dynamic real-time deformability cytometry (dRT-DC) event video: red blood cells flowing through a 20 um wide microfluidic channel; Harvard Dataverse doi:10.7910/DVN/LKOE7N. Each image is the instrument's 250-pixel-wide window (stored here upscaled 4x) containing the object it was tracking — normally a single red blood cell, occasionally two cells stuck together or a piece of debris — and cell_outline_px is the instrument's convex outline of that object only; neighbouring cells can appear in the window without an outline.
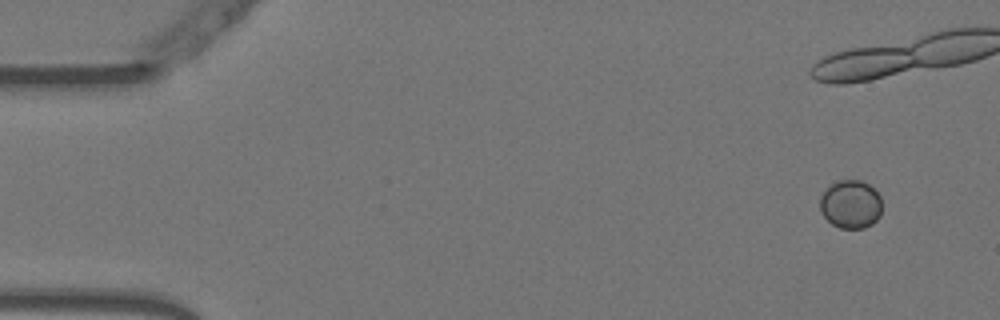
{"species": "Egyptian fruit bat (a non-hibernating species)", "species_latin": "Rousettus aegyptiacus", "temperature_condition": "warm", "stored_images_in_passage": 13, "camera_frame_rate_fps": 3000, "um_per_image_px": 0.085, "animal": {"sex": "female"}, "frame": {"image": 1, "passage_image": 4, "time_ms": 1.0, "image_size_px": [1000, 320], "cell_outline_px": [[880, 216], [872, 224], [864, 228], [840, 228], [832, 224], [820, 212], [820, 196], [836, 180], [860, 180], [868, 184], [880, 196]], "centroid_in_image_um": [72.29, 17.37], "position_along_channel_um": 12.7, "area_um2": 17.34}}